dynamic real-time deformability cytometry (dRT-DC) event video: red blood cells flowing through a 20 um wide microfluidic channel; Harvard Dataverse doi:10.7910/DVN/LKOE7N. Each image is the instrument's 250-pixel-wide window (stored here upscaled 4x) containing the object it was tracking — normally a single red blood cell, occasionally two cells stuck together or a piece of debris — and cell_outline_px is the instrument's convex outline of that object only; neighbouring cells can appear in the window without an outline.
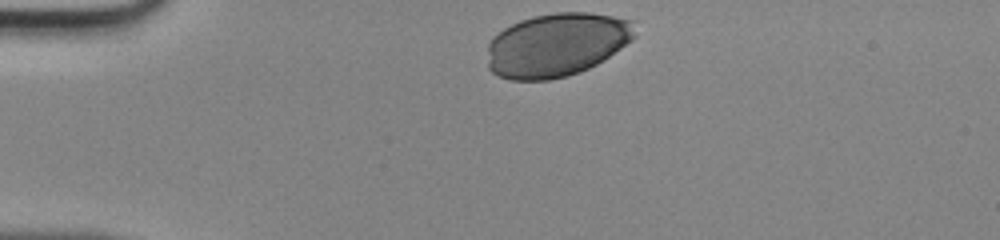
{"species": "human", "species_latin": "Homo sapiens", "temperature_condition": "room temperature", "stored_images_in_passage": 31, "camera_frame_rate_fps": 3000, "um_per_image_px": 0.085, "donor": {"sex": "male"}, "frame": {"image": 1, "passage_image": 1, "time_ms": 0.0, "image_size_px": [1000, 240], "cell_outline_px": [[636, 36], [632, 40], [596, 64], [580, 72], [568, 76], [548, 80], [512, 80], [500, 76], [492, 72], [488, 68], [488, 44], [492, 36], [504, 28], [520, 20], [532, 16], [556, 12], [588, 12], [636, 20]], "centroid_in_image_um": [47.33, 3.79], "position_along_channel_um": 37.7, "area_um2": 55.03}}
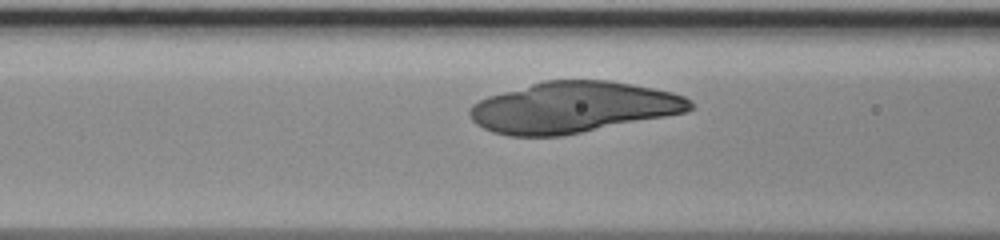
{"frame": {"image": 2, "passage_image": 10, "time_ms": 3.0, "image_size_px": [1000, 240], "cell_outline_px": [[692, 108], [688, 112], [560, 136], [508, 136], [492, 132], [476, 124], [472, 120], [468, 112], [472, 104], [488, 96], [544, 80], [608, 80], [652, 88], [672, 92], [684, 96], [692, 104]], "centroid_in_image_um": [48.69, 9.12], "position_along_channel_um": 117.9, "area_um2": 65.2}}